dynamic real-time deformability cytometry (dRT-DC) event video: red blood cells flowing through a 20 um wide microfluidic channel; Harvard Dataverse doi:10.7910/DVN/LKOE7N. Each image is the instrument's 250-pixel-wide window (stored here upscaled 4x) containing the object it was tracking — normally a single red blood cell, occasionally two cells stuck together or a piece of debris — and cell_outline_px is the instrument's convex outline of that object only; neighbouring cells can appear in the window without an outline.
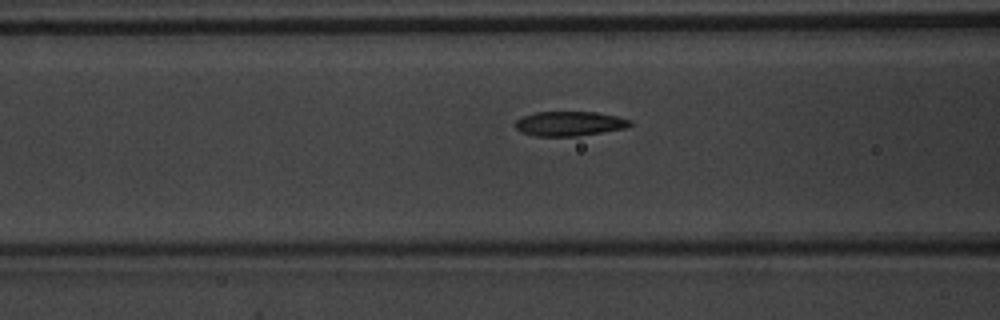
{"species": "common noctule bat (a hibernating species)", "species_latin": "Nyctalus noctula", "temperature_condition": "warm", "stored_images_in_passage": 18, "camera_frame_rate_fps": 3000, "um_per_image_px": 0.085, "animal": {"sex": "male", "body_mass_g": 20.1, "forearm_length_mm": 53.5}, "frame": {"image": 1, "passage_image": 6, "time_ms": 1.667, "image_size_px": [1000, 320], "cell_outline_px": [[632, 124], [624, 128], [580, 136], [536, 136], [520, 132], [516, 128], [516, 120], [524, 116], [536, 112], [596, 112], [616, 116], [632, 120]], "centroid_in_image_um": [48.41, 10.51], "position_along_channel_um": 118.2, "area_um2": 16.36}}
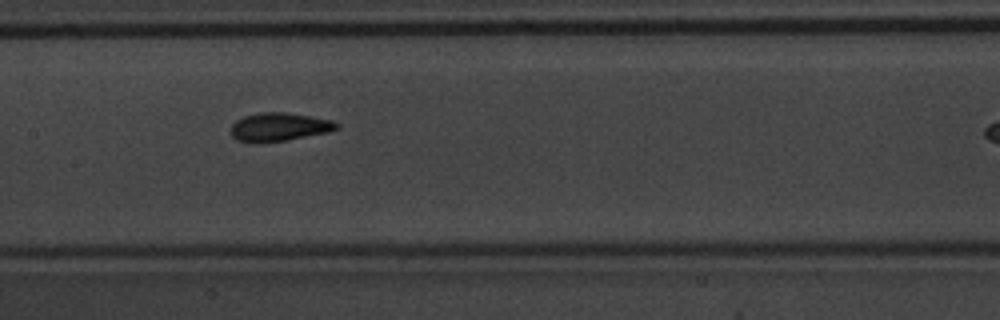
{"frame": {"image": 2, "passage_image": 11, "time_ms": 3.333, "image_size_px": [1000, 320], "cell_outline_px": [[340, 128], [328, 132], [284, 140], [236, 140], [232, 136], [232, 124], [236, 120], [244, 116], [260, 112], [288, 112], [332, 120], [340, 124]], "centroid_in_image_um": [23.79, 10.74], "position_along_channel_um": 183.6, "area_um2": 16.94}}